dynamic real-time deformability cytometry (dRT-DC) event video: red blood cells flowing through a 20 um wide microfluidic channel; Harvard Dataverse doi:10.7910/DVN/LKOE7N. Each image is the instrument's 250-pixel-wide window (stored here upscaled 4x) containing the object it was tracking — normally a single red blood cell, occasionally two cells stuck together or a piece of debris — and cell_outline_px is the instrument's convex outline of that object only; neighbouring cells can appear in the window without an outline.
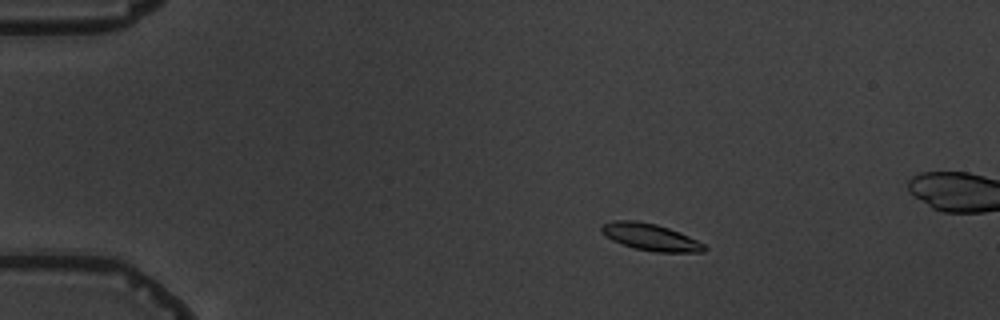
{"species": "common noctule bat (a hibernating species)", "species_latin": "Nyctalus noctula", "temperature_condition": "warm", "stored_images_in_passage": 5, "camera_frame_rate_fps": 3000, "um_per_image_px": 0.085, "animal": {"sex": "male", "body_mass_g": 19.5, "forearm_length_mm": 54.6}, "frame": {"image": 1, "passage_image": 3, "time_ms": 2.333, "image_size_px": [1000, 320], "cell_outline_px": [[708, 248], [704, 252], [656, 252], [636, 248], [612, 240], [600, 232], [600, 228], [604, 224], [616, 220], [636, 220], [656, 224], [680, 232], [704, 244]], "centroid_in_image_um": [55.3, 20.15], "position_along_channel_um": 29.7, "area_um2": 15.95}}